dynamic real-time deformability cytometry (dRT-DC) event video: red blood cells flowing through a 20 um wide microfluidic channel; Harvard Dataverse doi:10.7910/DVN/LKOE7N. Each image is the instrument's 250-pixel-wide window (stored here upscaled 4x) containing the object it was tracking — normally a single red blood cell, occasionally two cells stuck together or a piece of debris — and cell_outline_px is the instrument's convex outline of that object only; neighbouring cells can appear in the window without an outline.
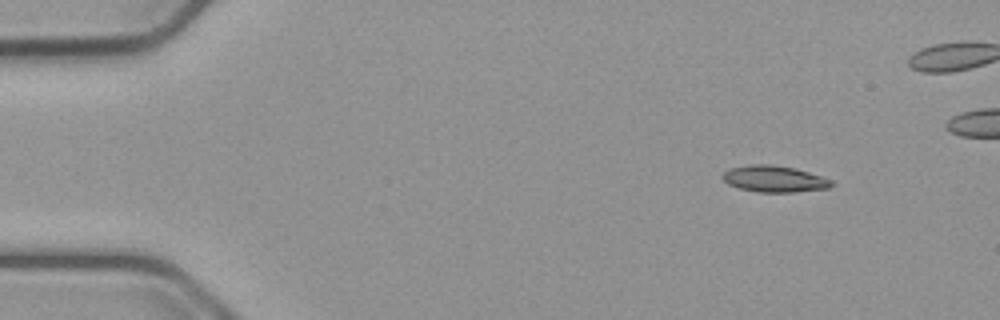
{"species": "common noctule bat (a hibernating species)", "species_latin": "Nyctalus noctula", "temperature_condition": "cold", "stored_images_in_passage": 50, "camera_frame_rate_fps": 3000, "um_per_image_px": 0.085, "animal": {"sex": "male", "body_mass_g": 23.1, "forearm_length_mm": 52.7}, "frame": {"image": 1, "passage_image": 6, "time_ms": 1.667, "image_size_px": [1000, 320], "cell_outline_px": [[836, 184], [828, 188], [792, 192], [756, 192], [740, 188], [728, 184], [720, 176], [724, 172], [732, 168], [748, 164], [772, 164], [796, 168], [832, 180]], "centroid_in_image_um": [65.81, 15.2], "position_along_channel_um": 19.2, "area_um2": 16.82}}
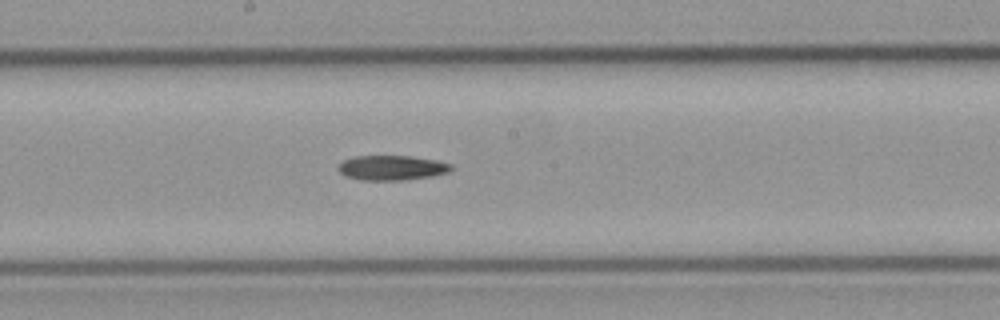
{"frame": {"image": 2, "passage_image": 29, "time_ms": 9.333, "image_size_px": [1000, 320], "cell_outline_px": [[452, 168], [448, 172], [432, 176], [404, 180], [364, 180], [344, 176], [336, 168], [344, 160], [356, 156], [412, 156], [436, 160], [452, 164]], "centroid_in_image_um": [33.3, 14.26], "position_along_channel_um": 214.9, "area_um2": 16.3}}
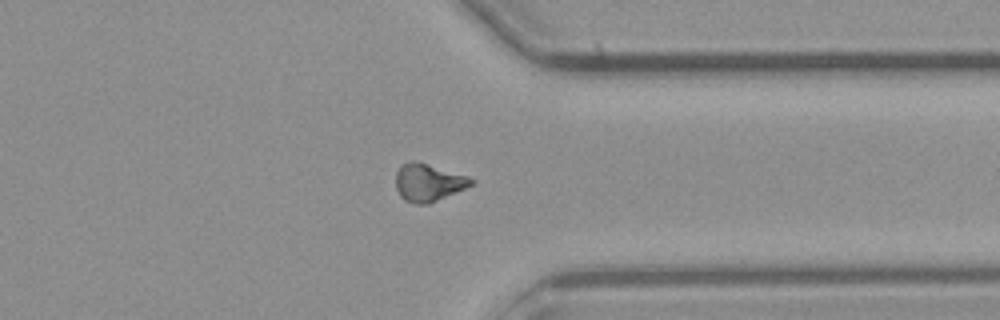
{"frame": {"image": 3, "passage_image": 42, "time_ms": 13.667, "image_size_px": [1000, 320], "cell_outline_px": [[476, 180], [472, 184], [464, 188], [428, 204], [416, 204], [404, 200], [400, 196], [396, 188], [396, 172], [400, 164], [408, 160], [416, 160], [468, 176]], "centroid_in_image_um": [36.36, 15.48], "position_along_channel_um": 375.0, "area_um2": 16.59}}